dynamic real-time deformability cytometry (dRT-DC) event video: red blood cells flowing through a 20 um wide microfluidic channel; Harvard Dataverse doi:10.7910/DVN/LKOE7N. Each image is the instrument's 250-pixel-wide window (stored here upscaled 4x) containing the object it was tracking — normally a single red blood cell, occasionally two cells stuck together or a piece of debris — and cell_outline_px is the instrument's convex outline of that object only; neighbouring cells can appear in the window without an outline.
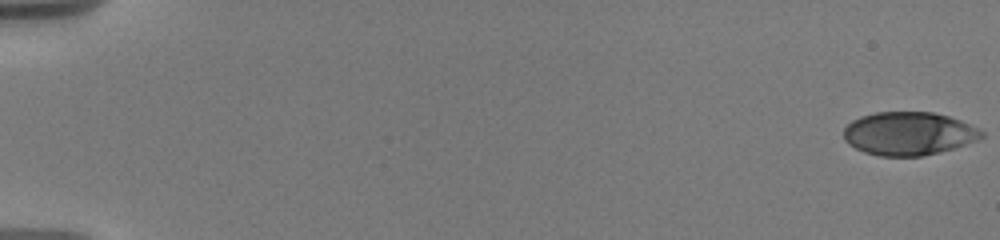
{"species": "human", "species_latin": "Homo sapiens", "temperature_condition": "warm", "stored_images_in_passage": 15, "camera_frame_rate_fps": 3000, "um_per_image_px": 0.085, "donor": {"sex": "male"}, "frame": {"image": 1, "passage_image": 1, "time_ms": 0.0, "image_size_px": [1000, 240], "cell_outline_px": [[984, 136], [976, 140], [940, 152], [920, 156], [880, 156], [864, 152], [848, 144], [844, 140], [844, 128], [852, 120], [860, 116], [876, 112], [932, 112], [948, 116], [960, 120], [984, 132]], "centroid_in_image_um": [77.2, 11.35], "position_along_channel_um": 7.8, "area_um2": 34.56}}
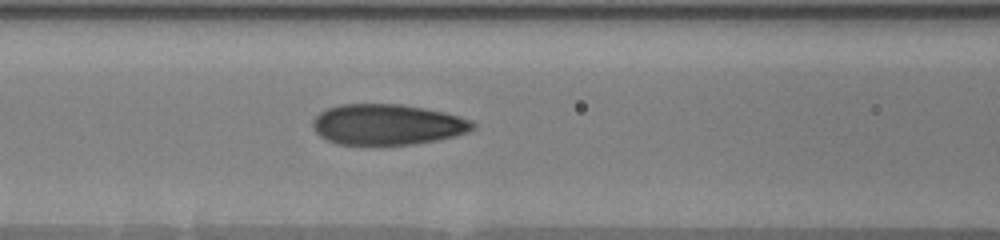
{"frame": {"image": 2, "passage_image": 13, "time_ms": 8.333, "image_size_px": [1000, 240], "cell_outline_px": [[476, 128], [468, 132], [456, 136], [436, 140], [412, 144], [336, 144], [320, 136], [312, 128], [312, 120], [324, 108], [340, 104], [400, 104], [424, 108], [444, 112], [460, 116], [472, 120], [476, 124]], "centroid_in_image_um": [32.93, 10.57], "position_along_channel_um": 133.7, "area_um2": 38.15}}
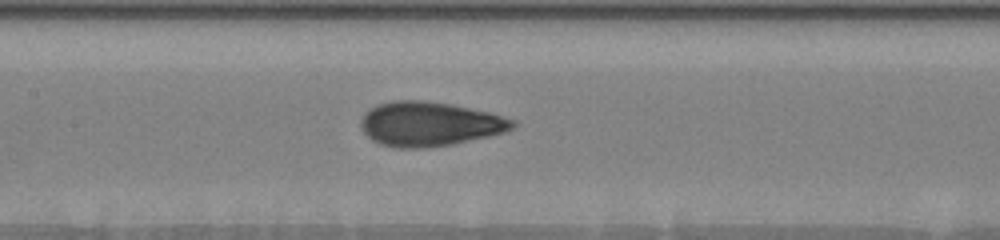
{"frame": {"image": 3, "passage_image": 15, "time_ms": 9.333, "image_size_px": [1000, 240], "cell_outline_px": [[516, 128], [508, 132], [452, 144], [424, 148], [400, 148], [380, 144], [372, 140], [360, 128], [360, 120], [364, 112], [368, 108], [376, 104], [392, 100], [424, 100], [452, 104], [488, 112], [516, 120]], "centroid_in_image_um": [36.5, 10.53], "position_along_channel_um": 170.9, "area_um2": 39.71}}